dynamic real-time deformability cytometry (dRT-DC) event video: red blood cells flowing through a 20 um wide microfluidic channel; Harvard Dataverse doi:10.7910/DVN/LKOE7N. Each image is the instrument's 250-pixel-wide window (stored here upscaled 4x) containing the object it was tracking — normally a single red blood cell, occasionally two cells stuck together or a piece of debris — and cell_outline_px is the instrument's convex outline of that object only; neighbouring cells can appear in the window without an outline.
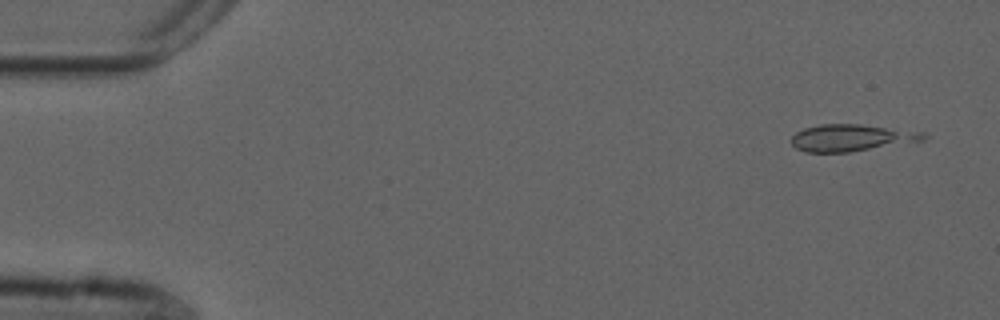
{"species": "common noctule bat (a hibernating species)", "species_latin": "Nyctalus noctula", "temperature_condition": "cold", "stored_images_in_passage": 4, "camera_frame_rate_fps": 3000, "um_per_image_px": 0.085, "animal": {"sex": "male", "forearm_length_mm": 52.5}, "frame": {"image": 1, "passage_image": 3, "time_ms": 0.667, "image_size_px": [1000, 320], "cell_outline_px": [[928, 136], [924, 140], [848, 152], [804, 152], [796, 148], [788, 140], [796, 132], [804, 128], [820, 124], [860, 124], [928, 132]], "centroid_in_image_um": [72.36, 11.7], "position_along_channel_um": 12.6, "area_um2": 20.81}}